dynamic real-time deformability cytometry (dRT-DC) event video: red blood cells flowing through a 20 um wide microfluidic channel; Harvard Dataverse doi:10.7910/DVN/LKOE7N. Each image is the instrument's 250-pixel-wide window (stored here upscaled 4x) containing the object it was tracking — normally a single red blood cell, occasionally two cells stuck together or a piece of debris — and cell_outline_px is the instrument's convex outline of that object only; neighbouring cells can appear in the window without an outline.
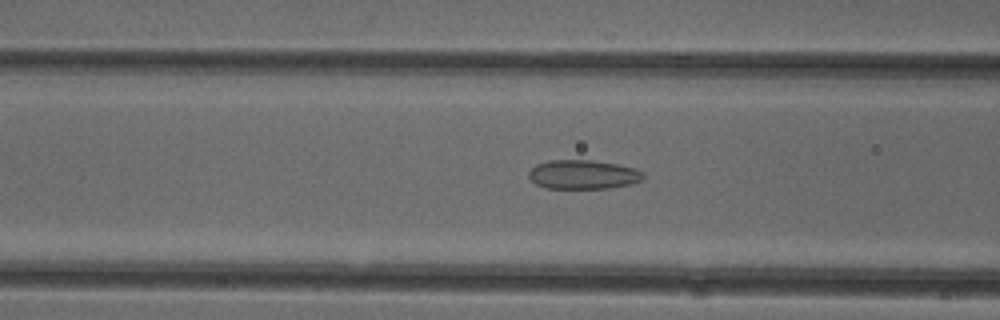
{"species": "common noctule bat (a hibernating species)", "species_latin": "Nyctalus noctula", "temperature_condition": "cold", "stored_images_in_passage": 51, "camera_frame_rate_fps": 3000, "um_per_image_px": 0.085, "animal": {"sex": "female"}, "frame": {"image": 1, "passage_image": 20, "time_ms": 6.333, "image_size_px": [1000, 320], "cell_outline_px": [[644, 180], [632, 184], [608, 188], [544, 188], [536, 184], [528, 176], [528, 172], [536, 164], [548, 160], [592, 160], [616, 164], [636, 168], [644, 172]], "centroid_in_image_um": [49.59, 14.83], "position_along_channel_um": 117.0, "area_um2": 19.59}}
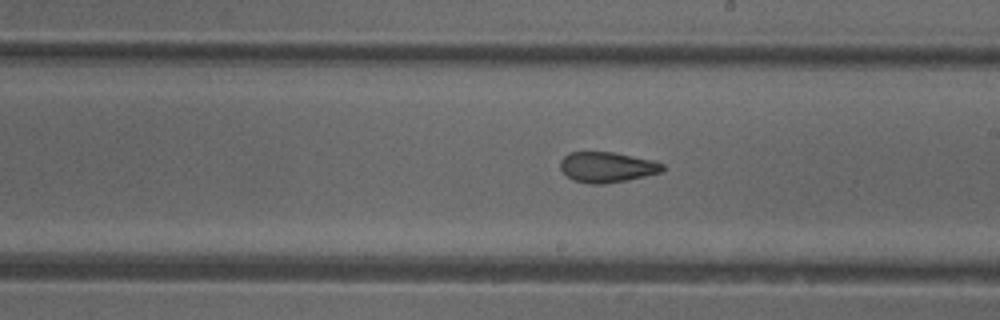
{"frame": {"image": 2, "passage_image": 29, "time_ms": 9.333, "image_size_px": [1000, 320], "cell_outline_px": [[664, 172], [628, 180], [600, 184], [592, 184], [572, 180], [560, 168], [560, 160], [568, 152], [612, 152], [652, 160], [664, 164]], "centroid_in_image_um": [51.6, 14.21], "position_along_channel_um": 237.4, "area_um2": 18.15}}
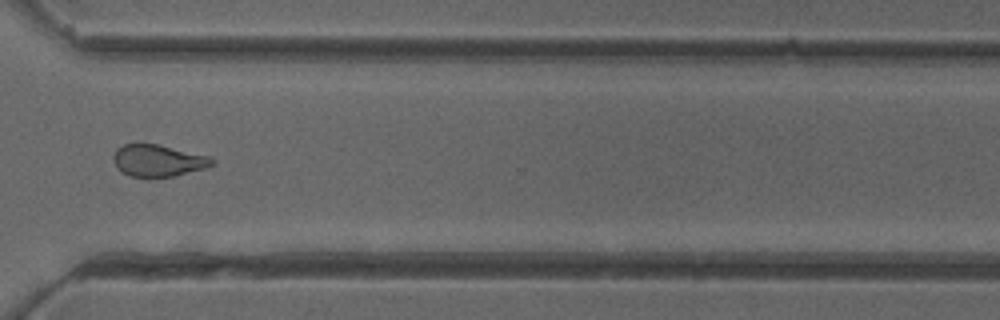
{"frame": {"image": 3, "passage_image": 38, "time_ms": 12.333, "image_size_px": [1000, 320], "cell_outline_px": [[212, 164], [204, 168], [172, 176], [132, 176], [124, 172], [112, 160], [112, 156], [116, 148], [124, 144], [156, 144], [208, 156], [212, 160]], "centroid_in_image_um": [13.38, 13.63], "position_along_channel_um": 357.2, "area_um2": 17.63}, "authors_computed_cell_mechanics": {"area_um2": 19.5364, "velocity_mm_per_s": 4.0048, "shape_relaxation_time_tau1_ms": null, "shape_relaxation_time_tau2_ms": 1.6809, "deformation_change_tau1": null, "deformation_change_tau2": 0.0955}}